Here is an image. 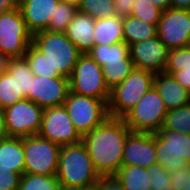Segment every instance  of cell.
Returning <instances> with one entry per match:
<instances>
[{"instance_id": "36", "label": "cell", "mask_w": 190, "mask_h": 190, "mask_svg": "<svg viewBox=\"0 0 190 190\" xmlns=\"http://www.w3.org/2000/svg\"><path fill=\"white\" fill-rule=\"evenodd\" d=\"M169 175L174 190H190V163L175 169Z\"/></svg>"}, {"instance_id": "33", "label": "cell", "mask_w": 190, "mask_h": 190, "mask_svg": "<svg viewBox=\"0 0 190 190\" xmlns=\"http://www.w3.org/2000/svg\"><path fill=\"white\" fill-rule=\"evenodd\" d=\"M162 10L156 7L149 0H135L133 3L132 16L157 25L161 18Z\"/></svg>"}, {"instance_id": "8", "label": "cell", "mask_w": 190, "mask_h": 190, "mask_svg": "<svg viewBox=\"0 0 190 190\" xmlns=\"http://www.w3.org/2000/svg\"><path fill=\"white\" fill-rule=\"evenodd\" d=\"M24 148V173L56 175L61 146L39 135L22 137Z\"/></svg>"}, {"instance_id": "24", "label": "cell", "mask_w": 190, "mask_h": 190, "mask_svg": "<svg viewBox=\"0 0 190 190\" xmlns=\"http://www.w3.org/2000/svg\"><path fill=\"white\" fill-rule=\"evenodd\" d=\"M86 54L95 60L101 67L107 62L131 59L130 47L124 41L111 45H94Z\"/></svg>"}, {"instance_id": "26", "label": "cell", "mask_w": 190, "mask_h": 190, "mask_svg": "<svg viewBox=\"0 0 190 190\" xmlns=\"http://www.w3.org/2000/svg\"><path fill=\"white\" fill-rule=\"evenodd\" d=\"M7 72L16 78L19 92L26 97L31 91L32 79L35 77L26 59L10 58Z\"/></svg>"}, {"instance_id": "22", "label": "cell", "mask_w": 190, "mask_h": 190, "mask_svg": "<svg viewBox=\"0 0 190 190\" xmlns=\"http://www.w3.org/2000/svg\"><path fill=\"white\" fill-rule=\"evenodd\" d=\"M124 42L127 45L157 36V25L129 15L122 18Z\"/></svg>"}, {"instance_id": "17", "label": "cell", "mask_w": 190, "mask_h": 190, "mask_svg": "<svg viewBox=\"0 0 190 190\" xmlns=\"http://www.w3.org/2000/svg\"><path fill=\"white\" fill-rule=\"evenodd\" d=\"M59 0H21L18 7L28 30L35 34L47 30Z\"/></svg>"}, {"instance_id": "29", "label": "cell", "mask_w": 190, "mask_h": 190, "mask_svg": "<svg viewBox=\"0 0 190 190\" xmlns=\"http://www.w3.org/2000/svg\"><path fill=\"white\" fill-rule=\"evenodd\" d=\"M18 190H62V187L56 175L24 173L21 176Z\"/></svg>"}, {"instance_id": "10", "label": "cell", "mask_w": 190, "mask_h": 190, "mask_svg": "<svg viewBox=\"0 0 190 190\" xmlns=\"http://www.w3.org/2000/svg\"><path fill=\"white\" fill-rule=\"evenodd\" d=\"M157 163L169 172L190 163V135L182 132L159 130L155 132Z\"/></svg>"}, {"instance_id": "25", "label": "cell", "mask_w": 190, "mask_h": 190, "mask_svg": "<svg viewBox=\"0 0 190 190\" xmlns=\"http://www.w3.org/2000/svg\"><path fill=\"white\" fill-rule=\"evenodd\" d=\"M132 59L107 62L102 66V73L107 87L111 90L114 86L122 83L134 70Z\"/></svg>"}, {"instance_id": "18", "label": "cell", "mask_w": 190, "mask_h": 190, "mask_svg": "<svg viewBox=\"0 0 190 190\" xmlns=\"http://www.w3.org/2000/svg\"><path fill=\"white\" fill-rule=\"evenodd\" d=\"M154 87L159 92L167 110L190 104V92L170 74L155 73Z\"/></svg>"}, {"instance_id": "37", "label": "cell", "mask_w": 190, "mask_h": 190, "mask_svg": "<svg viewBox=\"0 0 190 190\" xmlns=\"http://www.w3.org/2000/svg\"><path fill=\"white\" fill-rule=\"evenodd\" d=\"M21 176L11 168L0 166V190H18Z\"/></svg>"}, {"instance_id": "9", "label": "cell", "mask_w": 190, "mask_h": 190, "mask_svg": "<svg viewBox=\"0 0 190 190\" xmlns=\"http://www.w3.org/2000/svg\"><path fill=\"white\" fill-rule=\"evenodd\" d=\"M32 39L33 34L28 30L19 7L0 13V53L9 58H22Z\"/></svg>"}, {"instance_id": "23", "label": "cell", "mask_w": 190, "mask_h": 190, "mask_svg": "<svg viewBox=\"0 0 190 190\" xmlns=\"http://www.w3.org/2000/svg\"><path fill=\"white\" fill-rule=\"evenodd\" d=\"M125 190H150L151 183L147 168L122 165L115 174Z\"/></svg>"}, {"instance_id": "20", "label": "cell", "mask_w": 190, "mask_h": 190, "mask_svg": "<svg viewBox=\"0 0 190 190\" xmlns=\"http://www.w3.org/2000/svg\"><path fill=\"white\" fill-rule=\"evenodd\" d=\"M0 166L11 168L18 174H24L25 159L21 137L0 140Z\"/></svg>"}, {"instance_id": "42", "label": "cell", "mask_w": 190, "mask_h": 190, "mask_svg": "<svg viewBox=\"0 0 190 190\" xmlns=\"http://www.w3.org/2000/svg\"><path fill=\"white\" fill-rule=\"evenodd\" d=\"M170 8L190 10V0H170Z\"/></svg>"}, {"instance_id": "6", "label": "cell", "mask_w": 190, "mask_h": 190, "mask_svg": "<svg viewBox=\"0 0 190 190\" xmlns=\"http://www.w3.org/2000/svg\"><path fill=\"white\" fill-rule=\"evenodd\" d=\"M164 101L153 86L122 118L133 132H158L167 113Z\"/></svg>"}, {"instance_id": "16", "label": "cell", "mask_w": 190, "mask_h": 190, "mask_svg": "<svg viewBox=\"0 0 190 190\" xmlns=\"http://www.w3.org/2000/svg\"><path fill=\"white\" fill-rule=\"evenodd\" d=\"M155 133L131 131L125 140L122 165L148 168L157 164Z\"/></svg>"}, {"instance_id": "12", "label": "cell", "mask_w": 190, "mask_h": 190, "mask_svg": "<svg viewBox=\"0 0 190 190\" xmlns=\"http://www.w3.org/2000/svg\"><path fill=\"white\" fill-rule=\"evenodd\" d=\"M38 135L59 146L82 142V136L75 129L64 105L44 109Z\"/></svg>"}, {"instance_id": "45", "label": "cell", "mask_w": 190, "mask_h": 190, "mask_svg": "<svg viewBox=\"0 0 190 190\" xmlns=\"http://www.w3.org/2000/svg\"><path fill=\"white\" fill-rule=\"evenodd\" d=\"M10 58L0 53V74L7 71Z\"/></svg>"}, {"instance_id": "3", "label": "cell", "mask_w": 190, "mask_h": 190, "mask_svg": "<svg viewBox=\"0 0 190 190\" xmlns=\"http://www.w3.org/2000/svg\"><path fill=\"white\" fill-rule=\"evenodd\" d=\"M32 44L46 55L50 63V75L70 78L82 54L64 33L48 30L33 34Z\"/></svg>"}, {"instance_id": "19", "label": "cell", "mask_w": 190, "mask_h": 190, "mask_svg": "<svg viewBox=\"0 0 190 190\" xmlns=\"http://www.w3.org/2000/svg\"><path fill=\"white\" fill-rule=\"evenodd\" d=\"M94 26V18L77 10L64 34L82 54H86L94 46Z\"/></svg>"}, {"instance_id": "40", "label": "cell", "mask_w": 190, "mask_h": 190, "mask_svg": "<svg viewBox=\"0 0 190 190\" xmlns=\"http://www.w3.org/2000/svg\"><path fill=\"white\" fill-rule=\"evenodd\" d=\"M172 76L190 92V67H182L181 71L175 72Z\"/></svg>"}, {"instance_id": "31", "label": "cell", "mask_w": 190, "mask_h": 190, "mask_svg": "<svg viewBox=\"0 0 190 190\" xmlns=\"http://www.w3.org/2000/svg\"><path fill=\"white\" fill-rule=\"evenodd\" d=\"M29 64V67L34 75L43 76L46 78L59 77L61 75H50V63L41 51L33 44H30L27 52L23 56Z\"/></svg>"}, {"instance_id": "4", "label": "cell", "mask_w": 190, "mask_h": 190, "mask_svg": "<svg viewBox=\"0 0 190 190\" xmlns=\"http://www.w3.org/2000/svg\"><path fill=\"white\" fill-rule=\"evenodd\" d=\"M155 73L134 68L131 74L110 90L108 113L122 119L154 86Z\"/></svg>"}, {"instance_id": "5", "label": "cell", "mask_w": 190, "mask_h": 190, "mask_svg": "<svg viewBox=\"0 0 190 190\" xmlns=\"http://www.w3.org/2000/svg\"><path fill=\"white\" fill-rule=\"evenodd\" d=\"M63 105L81 136L91 132L110 117L106 101L71 91Z\"/></svg>"}, {"instance_id": "14", "label": "cell", "mask_w": 190, "mask_h": 190, "mask_svg": "<svg viewBox=\"0 0 190 190\" xmlns=\"http://www.w3.org/2000/svg\"><path fill=\"white\" fill-rule=\"evenodd\" d=\"M69 91V78L64 76L46 78L35 75L31 91L25 98L46 109L63 105Z\"/></svg>"}, {"instance_id": "47", "label": "cell", "mask_w": 190, "mask_h": 190, "mask_svg": "<svg viewBox=\"0 0 190 190\" xmlns=\"http://www.w3.org/2000/svg\"><path fill=\"white\" fill-rule=\"evenodd\" d=\"M68 190H94V186L88 188H77V189H68Z\"/></svg>"}, {"instance_id": "38", "label": "cell", "mask_w": 190, "mask_h": 190, "mask_svg": "<svg viewBox=\"0 0 190 190\" xmlns=\"http://www.w3.org/2000/svg\"><path fill=\"white\" fill-rule=\"evenodd\" d=\"M94 190H125L115 175L100 176Z\"/></svg>"}, {"instance_id": "2", "label": "cell", "mask_w": 190, "mask_h": 190, "mask_svg": "<svg viewBox=\"0 0 190 190\" xmlns=\"http://www.w3.org/2000/svg\"><path fill=\"white\" fill-rule=\"evenodd\" d=\"M56 177L62 190L93 187L100 177L82 142L61 146Z\"/></svg>"}, {"instance_id": "41", "label": "cell", "mask_w": 190, "mask_h": 190, "mask_svg": "<svg viewBox=\"0 0 190 190\" xmlns=\"http://www.w3.org/2000/svg\"><path fill=\"white\" fill-rule=\"evenodd\" d=\"M17 7V0H0V13L9 12Z\"/></svg>"}, {"instance_id": "32", "label": "cell", "mask_w": 190, "mask_h": 190, "mask_svg": "<svg viewBox=\"0 0 190 190\" xmlns=\"http://www.w3.org/2000/svg\"><path fill=\"white\" fill-rule=\"evenodd\" d=\"M77 10L72 5L59 2L54 15L50 18L47 30L50 32L64 33Z\"/></svg>"}, {"instance_id": "21", "label": "cell", "mask_w": 190, "mask_h": 190, "mask_svg": "<svg viewBox=\"0 0 190 190\" xmlns=\"http://www.w3.org/2000/svg\"><path fill=\"white\" fill-rule=\"evenodd\" d=\"M94 45H111L124 41L122 18L95 19Z\"/></svg>"}, {"instance_id": "46", "label": "cell", "mask_w": 190, "mask_h": 190, "mask_svg": "<svg viewBox=\"0 0 190 190\" xmlns=\"http://www.w3.org/2000/svg\"><path fill=\"white\" fill-rule=\"evenodd\" d=\"M60 2L74 6L76 9L80 7L83 0H59Z\"/></svg>"}, {"instance_id": "1", "label": "cell", "mask_w": 190, "mask_h": 190, "mask_svg": "<svg viewBox=\"0 0 190 190\" xmlns=\"http://www.w3.org/2000/svg\"><path fill=\"white\" fill-rule=\"evenodd\" d=\"M130 132L123 119L109 117L82 136V143L100 176L115 175L121 168L125 140Z\"/></svg>"}, {"instance_id": "13", "label": "cell", "mask_w": 190, "mask_h": 190, "mask_svg": "<svg viewBox=\"0 0 190 190\" xmlns=\"http://www.w3.org/2000/svg\"><path fill=\"white\" fill-rule=\"evenodd\" d=\"M157 36L170 50L190 46V10L168 8L157 24Z\"/></svg>"}, {"instance_id": "15", "label": "cell", "mask_w": 190, "mask_h": 190, "mask_svg": "<svg viewBox=\"0 0 190 190\" xmlns=\"http://www.w3.org/2000/svg\"><path fill=\"white\" fill-rule=\"evenodd\" d=\"M130 57L135 68L153 73L164 72L168 63L169 49L158 36L133 43L130 46Z\"/></svg>"}, {"instance_id": "27", "label": "cell", "mask_w": 190, "mask_h": 190, "mask_svg": "<svg viewBox=\"0 0 190 190\" xmlns=\"http://www.w3.org/2000/svg\"><path fill=\"white\" fill-rule=\"evenodd\" d=\"M160 130H170L190 135V104L168 110Z\"/></svg>"}, {"instance_id": "28", "label": "cell", "mask_w": 190, "mask_h": 190, "mask_svg": "<svg viewBox=\"0 0 190 190\" xmlns=\"http://www.w3.org/2000/svg\"><path fill=\"white\" fill-rule=\"evenodd\" d=\"M25 99L22 92L18 90L17 80L7 71L0 74V108L2 110L10 107L18 101Z\"/></svg>"}, {"instance_id": "43", "label": "cell", "mask_w": 190, "mask_h": 190, "mask_svg": "<svg viewBox=\"0 0 190 190\" xmlns=\"http://www.w3.org/2000/svg\"><path fill=\"white\" fill-rule=\"evenodd\" d=\"M8 133L6 130V125H5V118H4V112L0 108V140L8 138Z\"/></svg>"}, {"instance_id": "39", "label": "cell", "mask_w": 190, "mask_h": 190, "mask_svg": "<svg viewBox=\"0 0 190 190\" xmlns=\"http://www.w3.org/2000/svg\"><path fill=\"white\" fill-rule=\"evenodd\" d=\"M135 0H114L115 16L125 18L133 12V3Z\"/></svg>"}, {"instance_id": "7", "label": "cell", "mask_w": 190, "mask_h": 190, "mask_svg": "<svg viewBox=\"0 0 190 190\" xmlns=\"http://www.w3.org/2000/svg\"><path fill=\"white\" fill-rule=\"evenodd\" d=\"M70 91L90 96L108 103L110 89L107 87L102 67L88 54H81L69 78Z\"/></svg>"}, {"instance_id": "44", "label": "cell", "mask_w": 190, "mask_h": 190, "mask_svg": "<svg viewBox=\"0 0 190 190\" xmlns=\"http://www.w3.org/2000/svg\"><path fill=\"white\" fill-rule=\"evenodd\" d=\"M149 1L152 2V4H154L162 11H165L168 8H170V0H149Z\"/></svg>"}, {"instance_id": "11", "label": "cell", "mask_w": 190, "mask_h": 190, "mask_svg": "<svg viewBox=\"0 0 190 190\" xmlns=\"http://www.w3.org/2000/svg\"><path fill=\"white\" fill-rule=\"evenodd\" d=\"M3 112L9 137L38 135L44 109L36 103L25 98L4 109Z\"/></svg>"}, {"instance_id": "34", "label": "cell", "mask_w": 190, "mask_h": 190, "mask_svg": "<svg viewBox=\"0 0 190 190\" xmlns=\"http://www.w3.org/2000/svg\"><path fill=\"white\" fill-rule=\"evenodd\" d=\"M182 67H190V46L170 50L164 72L173 75L175 72L181 71Z\"/></svg>"}, {"instance_id": "30", "label": "cell", "mask_w": 190, "mask_h": 190, "mask_svg": "<svg viewBox=\"0 0 190 190\" xmlns=\"http://www.w3.org/2000/svg\"><path fill=\"white\" fill-rule=\"evenodd\" d=\"M114 0H83L78 10L94 19L115 16Z\"/></svg>"}, {"instance_id": "35", "label": "cell", "mask_w": 190, "mask_h": 190, "mask_svg": "<svg viewBox=\"0 0 190 190\" xmlns=\"http://www.w3.org/2000/svg\"><path fill=\"white\" fill-rule=\"evenodd\" d=\"M150 178V190H174L171 185L170 172L159 163L147 168Z\"/></svg>"}]
</instances>
